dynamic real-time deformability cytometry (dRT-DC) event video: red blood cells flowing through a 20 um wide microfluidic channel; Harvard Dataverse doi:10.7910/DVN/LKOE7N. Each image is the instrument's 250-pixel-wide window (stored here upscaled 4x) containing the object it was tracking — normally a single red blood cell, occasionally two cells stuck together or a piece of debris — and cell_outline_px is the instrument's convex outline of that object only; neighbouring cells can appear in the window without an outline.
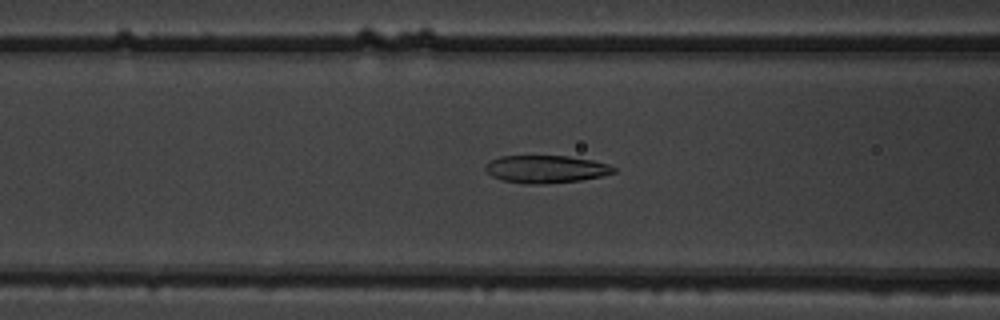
{"species": "common noctule bat (a hibernating species)", "species_latin": "Nyctalus noctula", "temperature_condition": "warm", "stored_images_in_passage": 54, "camera_frame_rate_fps": 3000, "um_per_image_px": 0.085, "animal": {"sex": "male", "body_mass_g": 19.5, "forearm_length_mm": 54.6}, "frame": {"image": 1, "passage_image": 22, "time_ms": 7.0, "image_size_px": [1000, 320], "cell_outline_px": [[616, 172], [600, 176], [580, 180], [544, 184], [524, 184], [500, 180], [492, 176], [484, 168], [484, 164], [500, 156], [568, 156], [592, 160], [608, 164], [616, 168]], "centroid_in_image_um": [46.38, 14.38], "position_along_channel_um": 120.2, "area_um2": 20.69}}
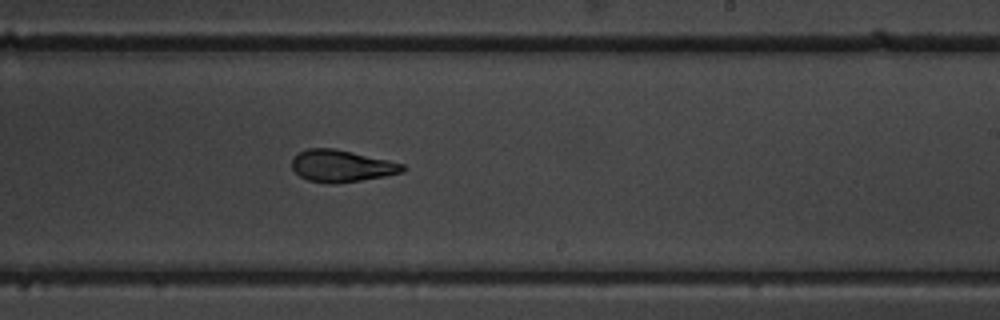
{"frame": {"image": 2, "passage_image": 33, "time_ms": 10.667, "image_size_px": [1000, 320], "cell_outline_px": [[408, 168], [404, 172], [384, 176], [360, 180], [332, 184], [328, 184], [308, 180], [300, 176], [292, 168], [292, 160], [296, 152], [308, 148], [332, 148], [352, 152], [388, 160], [404, 164]], "centroid_in_image_um": [29.02, 14.1], "position_along_channel_um": 260.0, "area_um2": 20.63}}
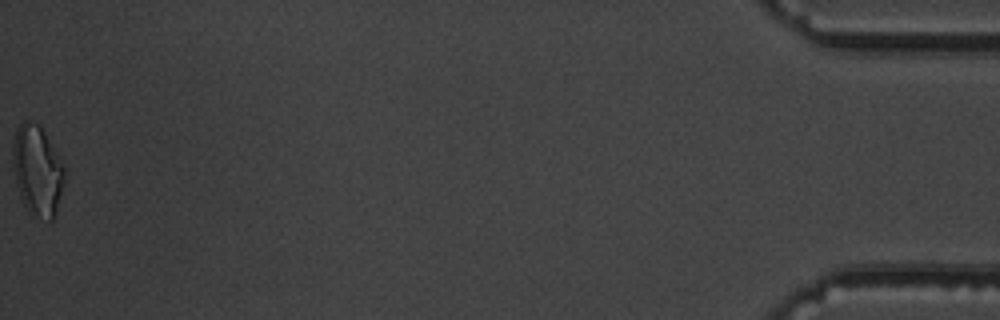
{"frame": {"image": 3, "passage_image": 54, "time_ms": 17.667, "image_size_px": [1000, 320], "cell_outline_px": [[64, 180], [56, 208], [52, 220], [48, 220], [32, 216], [28, 212], [20, 196], [16, 180], [12, 156], [12, 144], [16, 128], [24, 120], [28, 120], [36, 124], [44, 132], [64, 168]], "centroid_in_image_um": [3.13, 14.5], "position_along_channel_um": 432.1, "area_um2": 26.53}, "authors_computed_cell_mechanics": {"area_um2": 22.0218, "velocity_mm_per_s": 3.8136, "shape_relaxation_time_tau1_ms": 10.4236, "shape_relaxation_time_tau2_ms": 2.388, "deformation_change_tau1": 0.2531, "deformation_change_tau2": 0.0917}}